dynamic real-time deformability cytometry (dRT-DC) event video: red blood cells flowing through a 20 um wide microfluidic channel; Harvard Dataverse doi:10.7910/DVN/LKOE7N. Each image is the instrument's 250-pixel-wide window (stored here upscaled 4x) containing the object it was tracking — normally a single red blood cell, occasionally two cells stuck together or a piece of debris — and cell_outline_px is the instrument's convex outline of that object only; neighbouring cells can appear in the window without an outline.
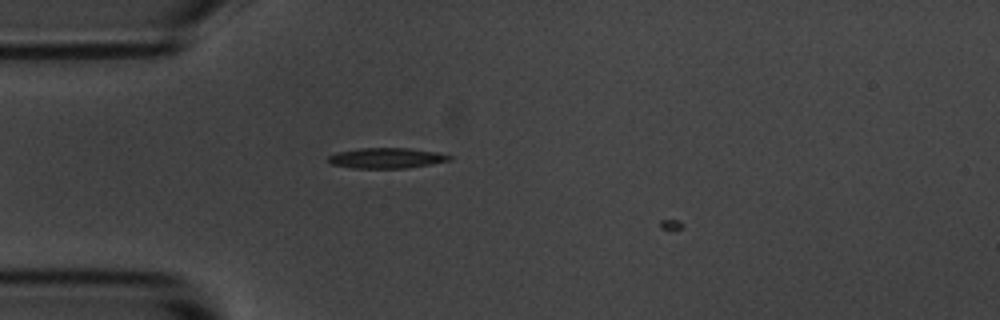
{"species": "common noctule bat (a hibernating species)", "species_latin": "Nyctalus noctula", "temperature_condition": "room temperature", "stored_images_in_passage": 3, "camera_frame_rate_fps": 3000, "um_per_image_px": 0.085, "animal": {"sex": "male", "body_mass_g": 20.1, "forearm_length_mm": 53.5}, "frame": {"image": 1, "passage_image": 3, "time_ms": 2.333, "image_size_px": [1000, 320], "cell_outline_px": [[452, 160], [432, 164], [404, 168], [352, 168], [332, 164], [328, 160], [328, 156], [336, 152], [360, 148], [408, 148], [436, 152], [452, 156]], "centroid_in_image_um": [32.85, 13.43], "position_along_channel_um": 52.1, "area_um2": 14.39}}